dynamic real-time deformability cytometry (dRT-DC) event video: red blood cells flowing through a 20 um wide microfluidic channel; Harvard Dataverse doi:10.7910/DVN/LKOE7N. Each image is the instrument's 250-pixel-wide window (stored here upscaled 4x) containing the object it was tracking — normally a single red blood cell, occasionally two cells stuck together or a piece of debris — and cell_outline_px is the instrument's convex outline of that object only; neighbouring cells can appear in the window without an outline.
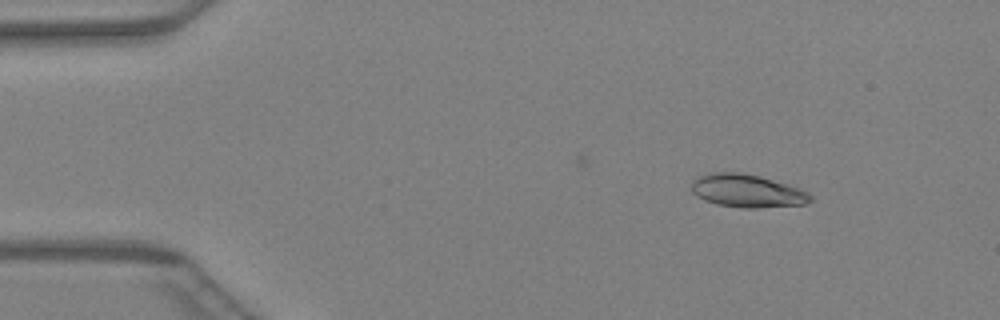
{"species": "Egyptian fruit bat (a non-hibernating species)", "species_latin": "Rousettus aegyptiacus", "temperature_condition": "warm", "stored_images_in_passage": 41, "camera_frame_rate_fps": 3000, "um_per_image_px": 0.085, "animal": {"sex": "female"}, "frame": {"image": 1, "passage_image": 1, "time_ms": 0.0, "image_size_px": [1000, 320], "cell_outline_px": [[812, 200], [808, 204], [756, 208], [740, 208], [716, 204], [704, 200], [696, 196], [692, 192], [692, 180], [700, 176], [712, 172], [740, 172], [760, 176], [788, 184], [800, 188], [808, 192], [812, 196]], "centroid_in_image_um": [63.52, 16.23], "position_along_channel_um": 21.5, "area_um2": 23.12}}
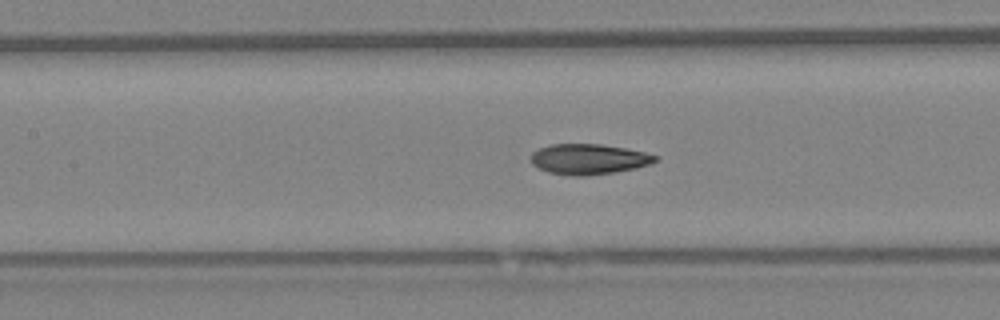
{"frame": {"image": 2, "passage_image": 16, "time_ms": 5.0, "image_size_px": [1000, 320], "cell_outline_px": [[656, 160], [652, 164], [636, 168], [616, 172], [588, 176], [572, 176], [548, 172], [532, 164], [532, 152], [540, 148], [552, 144], [600, 144], [624, 148], [644, 152], [656, 156]], "centroid_in_image_um": [50.04, 13.54], "position_along_channel_um": 157.4, "area_um2": 21.96}}
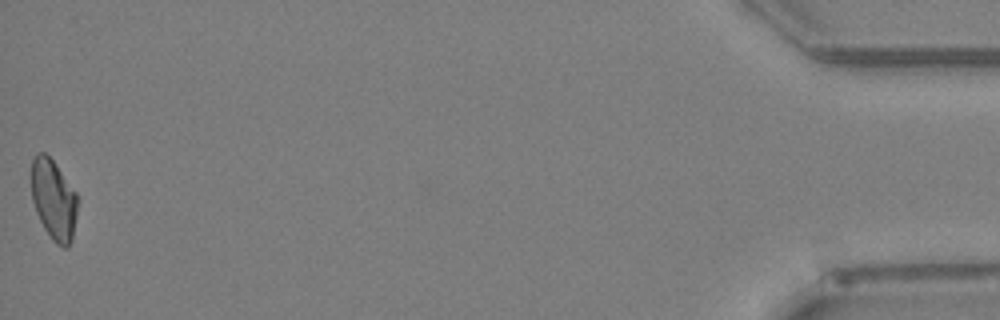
{"frame": {"image": 3, "passage_image": 41, "time_ms": 13.333, "image_size_px": [1000, 320], "cell_outline_px": [[80, 200], [72, 240], [68, 248], [64, 248], [56, 244], [52, 240], [44, 228], [36, 212], [32, 200], [32, 160], [36, 152], [44, 152], [52, 160], [76, 192]], "centroid_in_image_um": [4.59, 17.01], "position_along_channel_um": 430.6, "area_um2": 21.85}}